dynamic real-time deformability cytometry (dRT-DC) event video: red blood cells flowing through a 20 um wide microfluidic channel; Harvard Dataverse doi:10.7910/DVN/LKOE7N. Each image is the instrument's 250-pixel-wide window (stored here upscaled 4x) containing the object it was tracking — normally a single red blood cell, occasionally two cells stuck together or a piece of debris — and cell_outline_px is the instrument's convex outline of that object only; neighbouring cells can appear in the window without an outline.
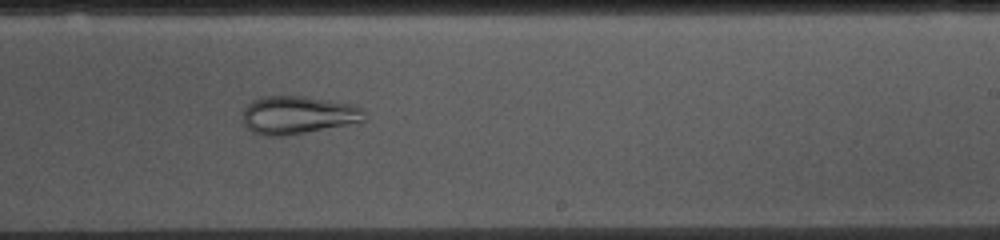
{"species": "common noctule bat (a hibernating species)", "species_latin": "Nyctalus noctula", "temperature_condition": "cold", "stored_images_in_passage": 53, "camera_frame_rate_fps": 3000, "um_per_image_px": 0.085, "animal": {"sex": "female", "body_mass_g": 10.0, "forearm_length_mm": 53.1}, "frame": {"image": 1, "passage_image": 31, "time_ms": 10.0, "image_size_px": [1000, 240], "cell_outline_px": [[364, 120], [284, 136], [260, 136], [252, 132], [244, 124], [244, 108], [252, 100], [260, 96], [304, 96], [356, 104], [364, 108]], "centroid_in_image_um": [25.29, 9.75], "position_along_channel_um": 263.7, "area_um2": 26.82}}
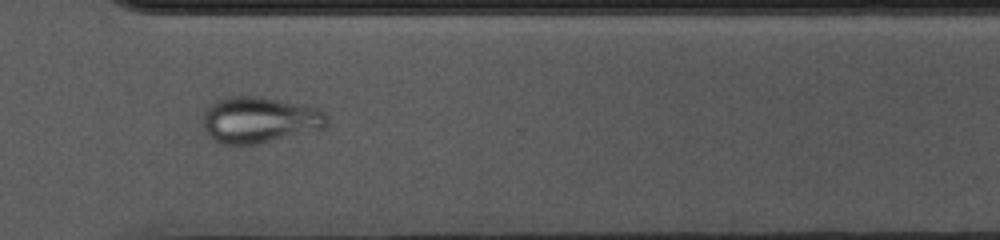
{"frame": {"image": 2, "passage_image": 38, "time_ms": 12.333, "image_size_px": [1000, 240], "cell_outline_px": [[328, 124], [324, 128], [252, 144], [224, 144], [212, 140], [204, 132], [204, 112], [216, 100], [228, 96], [260, 96], [320, 108], [328, 116]], "centroid_in_image_um": [22.04, 10.17], "position_along_channel_um": 348.6, "area_um2": 33.12}}